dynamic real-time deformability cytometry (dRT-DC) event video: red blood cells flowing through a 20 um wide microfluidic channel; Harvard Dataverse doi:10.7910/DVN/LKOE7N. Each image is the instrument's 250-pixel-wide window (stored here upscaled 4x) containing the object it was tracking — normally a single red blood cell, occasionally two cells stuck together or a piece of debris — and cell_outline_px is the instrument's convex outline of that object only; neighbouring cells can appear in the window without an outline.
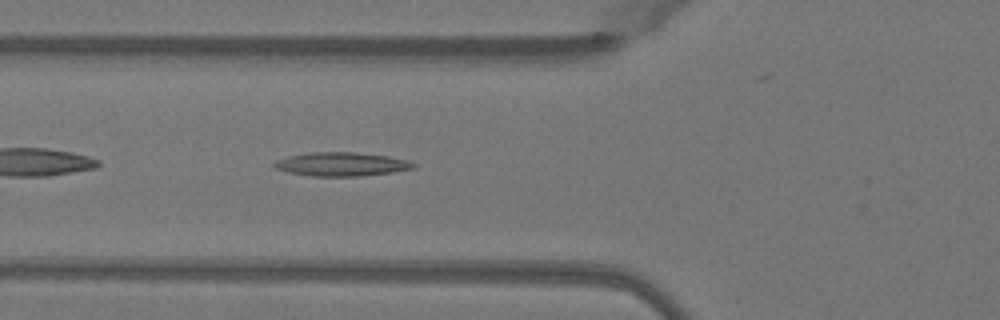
{"species": "Egyptian fruit bat (a non-hibernating species)", "species_latin": "Rousettus aegyptiacus", "temperature_condition": "warm", "stored_images_in_passage": 35, "camera_frame_rate_fps": 3000, "um_per_image_px": 0.085, "animal": {"sex": "female"}, "frame": {"image": 1, "passage_image": 4, "time_ms": 1.0, "image_size_px": [1000, 320], "cell_outline_px": [[416, 168], [392, 172], [360, 176], [312, 176], [288, 172], [276, 168], [272, 164], [276, 160], [288, 156], [312, 152], [356, 152], [388, 156], [408, 160], [416, 164]], "centroid_in_image_um": [29.04, 13.95], "position_along_channel_um": 96.8, "area_um2": 19.25}}
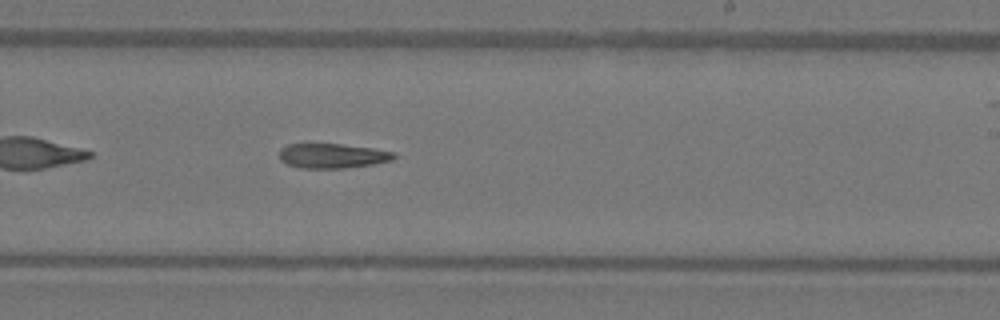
{"frame": {"image": 2, "passage_image": 16, "time_ms": 5.0, "image_size_px": [1000, 320], "cell_outline_px": [[396, 156], [392, 160], [372, 164], [344, 168], [300, 168], [288, 164], [280, 160], [280, 148], [288, 144], [308, 140], [372, 148], [396, 152]], "centroid_in_image_um": [28.18, 13.19], "position_along_channel_um": 260.8, "area_um2": 17.17}}
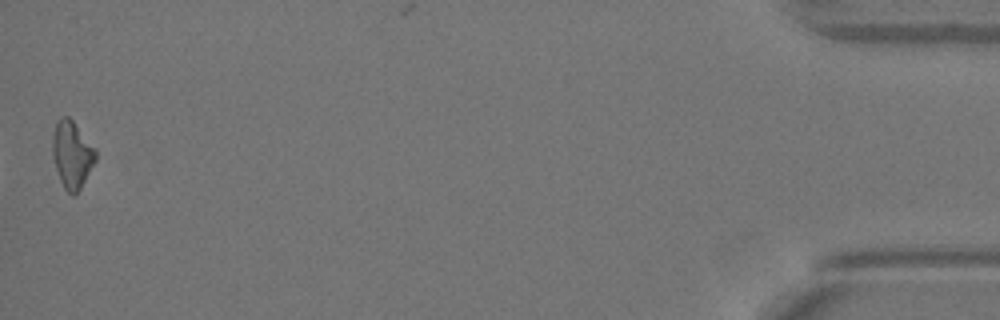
{"frame": {"image": 3, "passage_image": 35, "time_ms": 11.333, "image_size_px": [1000, 320], "cell_outline_px": [[96, 160], [76, 196], [72, 196], [64, 188], [60, 180], [56, 168], [52, 152], [52, 136], [56, 120], [60, 116], [68, 116], [72, 120], [96, 148]], "centroid_in_image_um": [6.11, 13.13], "position_along_channel_um": 429.1, "area_um2": 16.99}}